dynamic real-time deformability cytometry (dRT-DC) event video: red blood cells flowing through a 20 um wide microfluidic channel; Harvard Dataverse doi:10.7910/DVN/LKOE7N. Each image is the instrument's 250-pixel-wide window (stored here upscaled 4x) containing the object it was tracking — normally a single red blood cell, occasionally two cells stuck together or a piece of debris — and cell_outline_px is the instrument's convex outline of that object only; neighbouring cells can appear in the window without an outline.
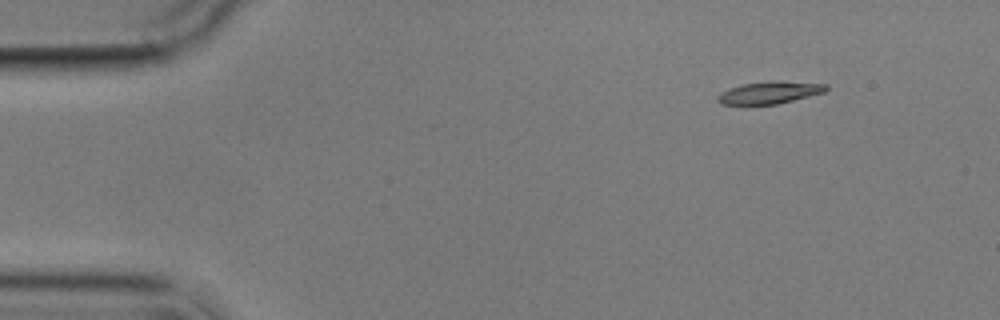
{"species": "common noctule bat (a hibernating species)", "species_latin": "Nyctalus noctula", "temperature_condition": "cold", "stored_images_in_passage": 3, "camera_frame_rate_fps": 3000, "um_per_image_px": 0.085, "animal": {"sex": "male", "body_mass_g": 17.9}, "frame": {"image": 1, "passage_image": 1, "time_ms": 0.0, "image_size_px": [1000, 320], "cell_outline_px": [[828, 88], [824, 92], [776, 104], [720, 104], [716, 100], [716, 96], [732, 88], [744, 84], [772, 80], [776, 80], [828, 84]], "centroid_in_image_um": [65.44, 7.86], "position_along_channel_um": 19.6, "area_um2": 13.81}}